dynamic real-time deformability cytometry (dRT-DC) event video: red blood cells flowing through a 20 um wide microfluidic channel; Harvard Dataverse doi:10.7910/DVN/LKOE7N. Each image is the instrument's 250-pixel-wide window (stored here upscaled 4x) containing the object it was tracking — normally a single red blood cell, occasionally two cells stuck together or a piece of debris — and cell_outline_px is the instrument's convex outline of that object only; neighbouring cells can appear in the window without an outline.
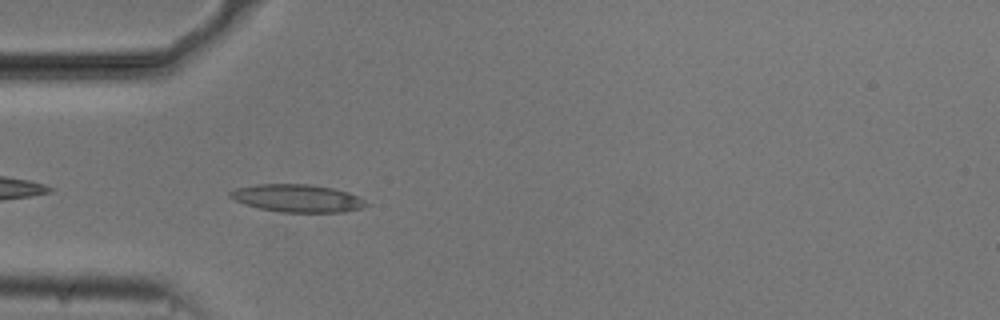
{"species": "common noctule bat (a hibernating species)", "species_latin": "Nyctalus noctula", "temperature_condition": "cold", "stored_images_in_passage": 41, "camera_frame_rate_fps": 3000, "um_per_image_px": 0.085, "animal": {"sex": "male", "body_mass_g": 20.5, "forearm_length_mm": 52.5}, "frame": {"image": 1, "passage_image": 3, "time_ms": 0.667, "image_size_px": [1000, 320], "cell_outline_px": [[368, 204], [360, 208], [344, 212], [280, 212], [260, 208], [244, 204], [228, 196], [228, 192], [236, 188], [256, 184], [308, 184], [332, 188], [348, 192], [364, 200]], "centroid_in_image_um": [25.24, 16.85], "position_along_channel_um": 59.8, "area_um2": 21.79}}
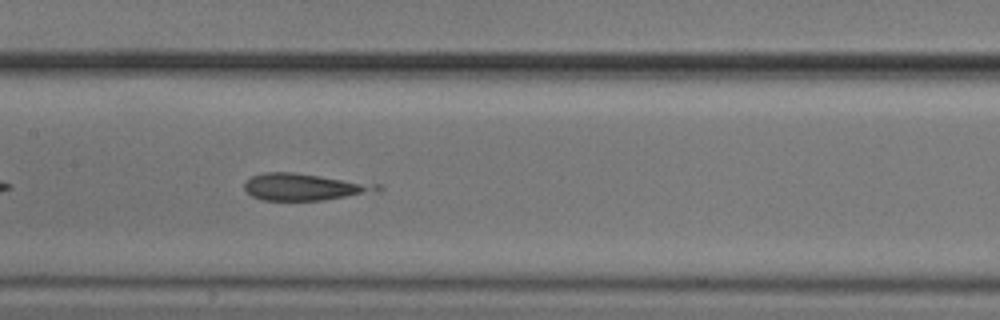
{"frame": {"image": 2, "passage_image": 13, "time_ms": 4.0, "image_size_px": [1000, 320], "cell_outline_px": [[384, 188], [380, 192], [324, 200], [264, 200], [252, 196], [244, 188], [244, 184], [252, 176], [264, 172], [292, 172], [380, 184]], "centroid_in_image_um": [25.95, 15.89], "position_along_channel_um": 181.4, "area_um2": 20.92}}
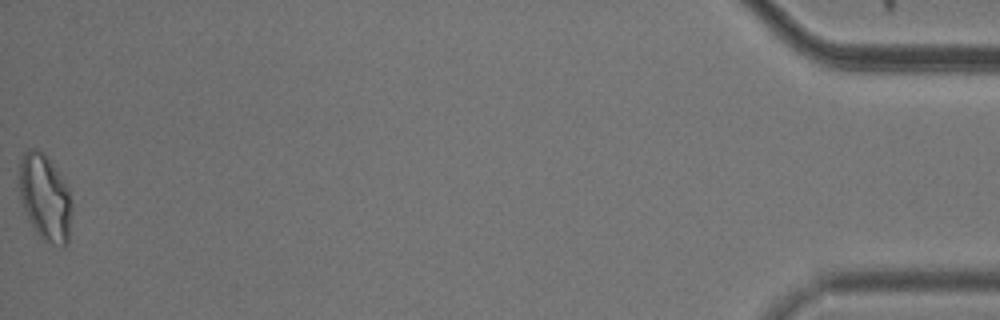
{"frame": {"image": 3, "passage_image": 41, "time_ms": 13.333, "image_size_px": [1000, 320], "cell_outline_px": [[72, 208], [68, 244], [64, 248], [52, 244], [44, 240], [40, 236], [32, 224], [20, 200], [20, 156], [28, 148], [36, 148], [44, 152], [48, 156], [68, 188], [72, 204]], "centroid_in_image_um": [3.85, 16.77], "position_along_channel_um": 431.4, "area_um2": 26.53}}